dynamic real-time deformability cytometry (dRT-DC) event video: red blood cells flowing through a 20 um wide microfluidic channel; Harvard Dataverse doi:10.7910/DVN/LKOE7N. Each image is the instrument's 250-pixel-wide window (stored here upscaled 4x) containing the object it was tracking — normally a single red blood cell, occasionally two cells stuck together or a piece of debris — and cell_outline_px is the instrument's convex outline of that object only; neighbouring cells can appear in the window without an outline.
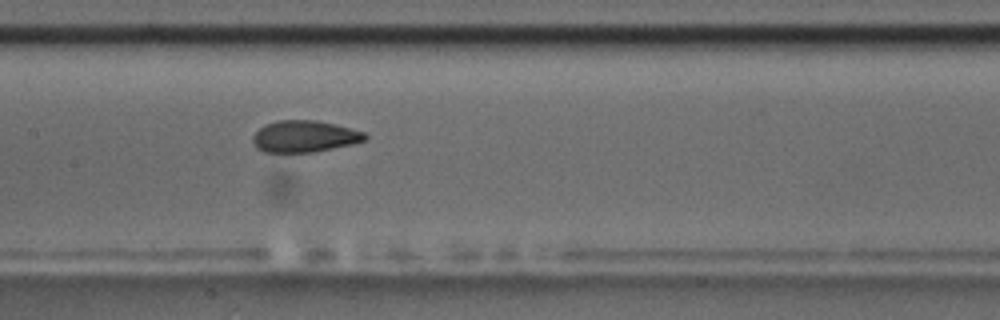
{"species": "common noctule bat (a hibernating species)", "species_latin": "Nyctalus noctula", "temperature_condition": "room temperature", "stored_images_in_passage": 9, "camera_frame_rate_fps": 3000, "um_per_image_px": 0.085, "animal": {"sex": "male", "body_mass_g": 17.5, "forearm_length_mm": 52.3}, "frame": {"image": 1, "passage_image": 9, "time_ms": 10.333, "image_size_px": [1000, 320], "cell_outline_px": [[368, 140], [352, 144], [312, 152], [264, 152], [256, 148], [252, 140], [252, 136], [264, 124], [276, 120], [316, 120], [336, 124], [364, 132], [368, 136]], "centroid_in_image_um": [25.88, 11.58], "position_along_channel_um": 181.5, "area_um2": 20.81}}